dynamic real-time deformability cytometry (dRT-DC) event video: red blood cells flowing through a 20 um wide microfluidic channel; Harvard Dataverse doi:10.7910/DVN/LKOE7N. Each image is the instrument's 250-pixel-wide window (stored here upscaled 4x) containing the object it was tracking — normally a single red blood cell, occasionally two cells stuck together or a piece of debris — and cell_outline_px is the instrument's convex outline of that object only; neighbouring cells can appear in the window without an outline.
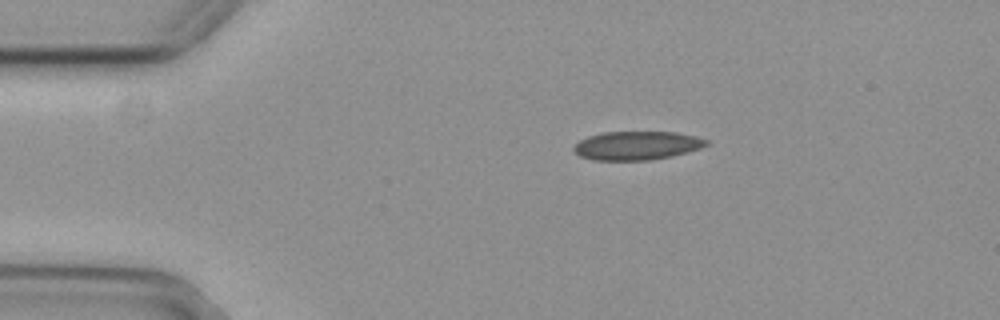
{"species": "common noctule bat (a hibernating species)", "species_latin": "Nyctalus noctula", "temperature_condition": "cold", "stored_images_in_passage": 45, "camera_frame_rate_fps": 3000, "um_per_image_px": 0.085, "animal": {"sex": "female", "body_mass_g": 29.2, "forearm_length_mm": 56.3}, "frame": {"image": 1, "passage_image": 1, "time_ms": 0.0, "image_size_px": [1000, 320], "cell_outline_px": [[708, 144], [700, 148], [688, 152], [672, 156], [652, 160], [592, 160], [580, 156], [572, 148], [580, 140], [588, 136], [604, 132], [676, 132], [696, 136], [708, 140]], "centroid_in_image_um": [54.14, 12.37], "position_along_channel_um": 30.9, "area_um2": 22.14}}
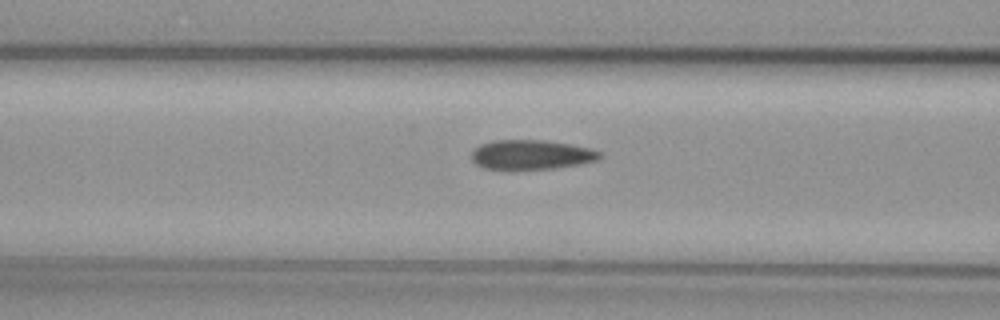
{"frame": {"image": 2, "passage_image": 12, "time_ms": 3.667, "image_size_px": [1000, 320], "cell_outline_px": [[604, 156], [600, 160], [580, 164], [556, 168], [512, 172], [508, 172], [484, 168], [476, 164], [472, 160], [472, 152], [480, 144], [492, 140], [544, 140], [572, 144], [592, 148], [604, 152]], "centroid_in_image_um": [45.2, 13.19], "position_along_channel_um": 121.4, "area_um2": 23.24}}
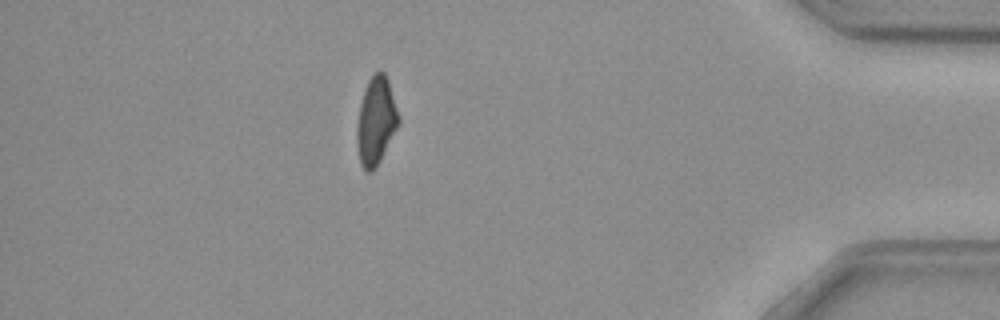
{"frame": {"image": 3, "passage_image": 38, "time_ms": 12.333, "image_size_px": [1000, 320], "cell_outline_px": [[400, 124], [376, 168], [372, 172], [368, 172], [360, 164], [356, 140], [356, 128], [360, 104], [368, 80], [376, 72], [384, 72], [388, 80], [400, 116]], "centroid_in_image_um": [31.97, 10.31], "position_along_channel_um": 403.2, "area_um2": 21.39}, "authors_computed_cell_mechanics": {"area_um2": 22.3686, "velocity_mm_per_s": 3.7989, "shape_relaxation_time_tau1_ms": 7.7962, "shape_relaxation_time_tau2_ms": 7.1539, "deformation_change_tau1": 0.1504, "deformation_change_tau2": 0.1306}}